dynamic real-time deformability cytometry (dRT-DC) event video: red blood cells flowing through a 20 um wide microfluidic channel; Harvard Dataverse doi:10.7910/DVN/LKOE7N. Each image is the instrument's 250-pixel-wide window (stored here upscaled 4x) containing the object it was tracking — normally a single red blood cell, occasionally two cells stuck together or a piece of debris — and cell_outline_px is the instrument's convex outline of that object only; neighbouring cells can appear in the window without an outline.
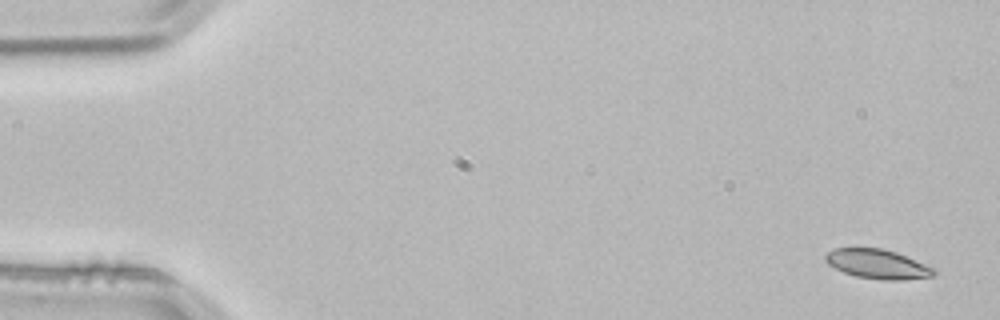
{"species": "common noctule bat (a hibernating species)", "species_latin": "Nyctalus noctula", "temperature_condition": "room temperature", "stored_images_in_passage": 4, "camera_frame_rate_fps": 3000, "um_per_image_px": 0.085, "animal": {"sex": "male", "body_mass_g": 21.5, "forearm_length_mm": 52.0}, "frame": {"image": 1, "passage_image": 1, "time_ms": 0.0, "image_size_px": [1000, 320], "cell_outline_px": [[940, 272], [932, 276], [904, 280], [880, 280], [856, 276], [844, 272], [828, 264], [824, 260], [824, 256], [828, 252], [836, 248], [884, 248], [896, 252], [936, 268]], "centroid_in_image_um": [74.64, 22.45], "position_along_channel_um": 10.4, "area_um2": 18.73}}
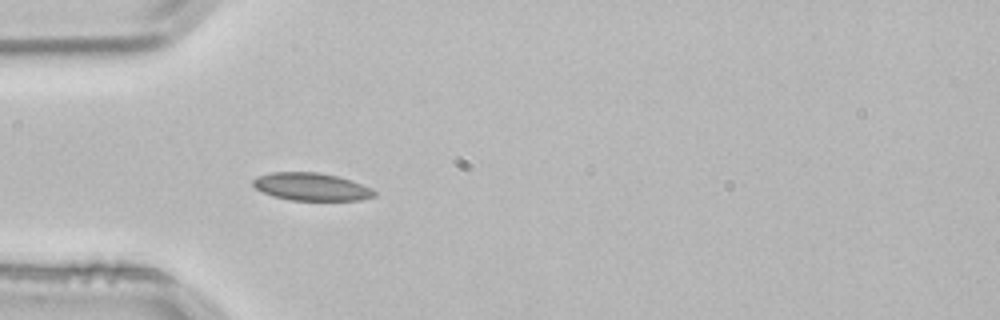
{"frame": {"image": 2, "passage_image": 4, "time_ms": 1.0, "image_size_px": [1000, 320], "cell_outline_px": [[376, 196], [360, 200], [292, 200], [272, 196], [256, 188], [252, 184], [252, 180], [256, 176], [272, 172], [316, 172], [340, 176], [352, 180], [372, 188], [376, 192]], "centroid_in_image_um": [26.48, 15.86], "position_along_channel_um": 58.5, "area_um2": 19.71}}